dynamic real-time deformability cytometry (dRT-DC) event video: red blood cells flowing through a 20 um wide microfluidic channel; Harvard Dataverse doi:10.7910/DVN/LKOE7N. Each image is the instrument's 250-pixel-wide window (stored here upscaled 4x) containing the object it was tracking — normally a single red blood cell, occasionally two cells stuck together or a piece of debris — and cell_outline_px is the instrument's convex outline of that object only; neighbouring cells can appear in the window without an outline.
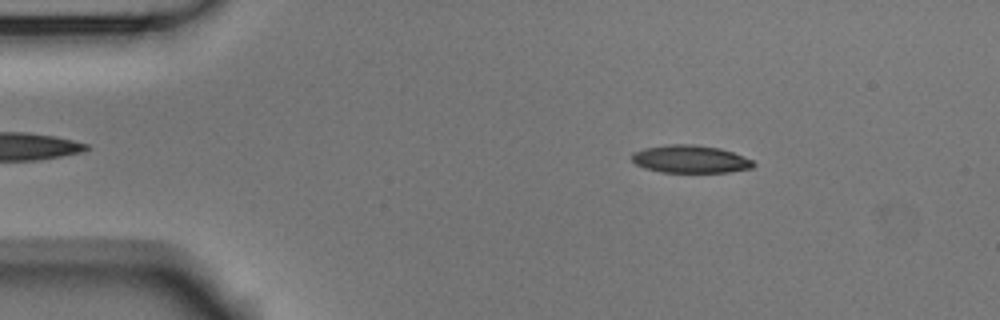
{"species": "Egyptian fruit bat (a non-hibernating species)", "species_latin": "Rousettus aegyptiacus", "temperature_condition": "room temperature", "stored_images_in_passage": 53, "camera_frame_rate_fps": 3000, "um_per_image_px": 0.085, "animal": {"sex": "male"}, "frame": {"image": 1, "passage_image": 8, "time_ms": 2.333, "image_size_px": [1000, 320], "cell_outline_px": [[756, 164], [752, 168], [728, 172], [660, 172], [644, 168], [636, 164], [632, 160], [632, 152], [644, 148], [668, 144], [696, 144], [720, 148], [732, 152], [752, 160]], "centroid_in_image_um": [58.66, 13.52], "position_along_channel_um": 26.3, "area_um2": 19.71}}
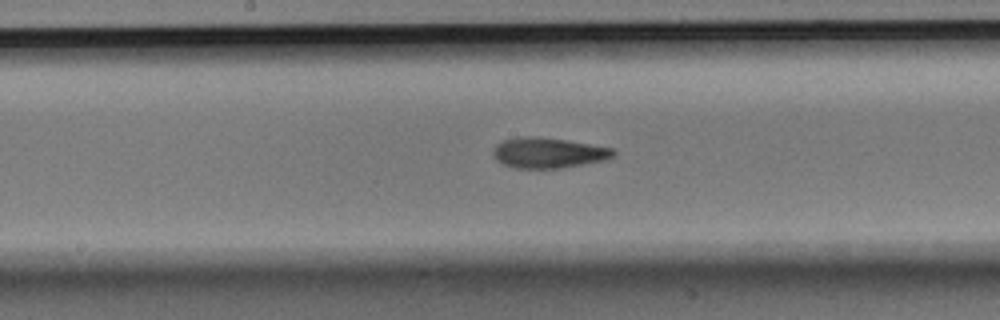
{"frame": {"image": 2, "passage_image": 27, "time_ms": 8.667, "image_size_px": [1000, 320], "cell_outline_px": [[616, 152], [612, 156], [604, 160], [560, 168], [516, 168], [504, 164], [496, 160], [492, 152], [496, 144], [504, 140], [520, 136], [536, 136], [568, 140], [612, 148]], "centroid_in_image_um": [46.57, 12.98], "position_along_channel_um": 201.6, "area_um2": 21.21}}
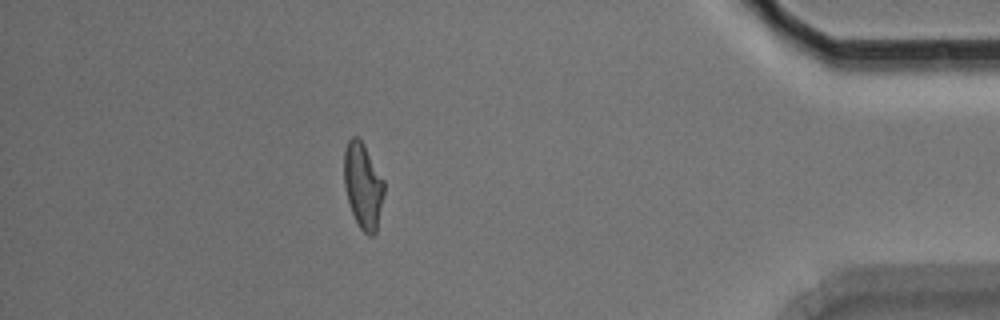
{"frame": {"image": 3, "passage_image": 47, "time_ms": 15.333, "image_size_px": [1000, 320], "cell_outline_px": [[384, 196], [376, 232], [372, 236], [368, 236], [360, 228], [352, 212], [348, 200], [344, 184], [344, 148], [348, 140], [352, 136], [356, 136], [364, 144], [384, 180]], "centroid_in_image_um": [30.86, 15.77], "position_along_channel_um": 404.3, "area_um2": 20.0}, "authors_computed_cell_mechanics": {"area_um2": 20.519, "velocity_mm_per_s": 3.7308, "shape_relaxation_time_tau1_ms": 5.8719, "shape_relaxation_time_tau2_ms": 2.9842, "deformation_change_tau1": 0.1962, "deformation_change_tau2": 0.1197}}